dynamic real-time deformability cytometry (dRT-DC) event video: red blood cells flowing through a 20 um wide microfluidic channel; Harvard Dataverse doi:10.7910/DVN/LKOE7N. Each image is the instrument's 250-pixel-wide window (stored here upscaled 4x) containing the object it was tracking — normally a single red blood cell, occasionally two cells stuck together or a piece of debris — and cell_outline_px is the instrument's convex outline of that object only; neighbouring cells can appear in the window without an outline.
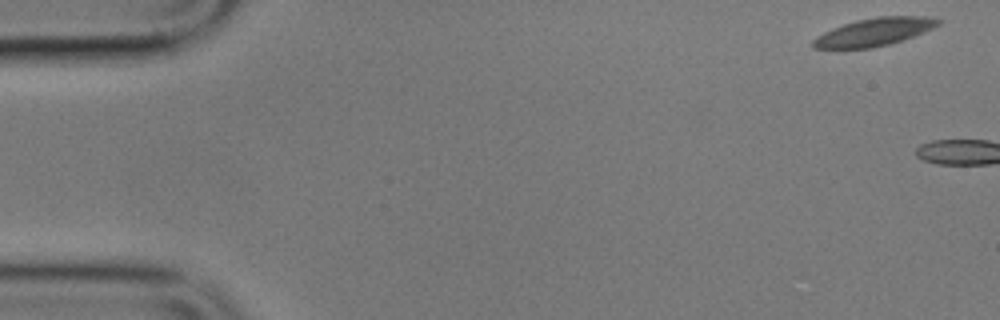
{"species": "common noctule bat (a hibernating species)", "species_latin": "Nyctalus noctula", "temperature_condition": "cold", "stored_images_in_passage": 2, "camera_frame_rate_fps": 3000, "um_per_image_px": 0.085, "animal": {"sex": "male", "body_mass_g": 17.9}, "frame": {"image": 1, "passage_image": 1, "time_ms": 0.0, "image_size_px": [1000, 320], "cell_outline_px": [[944, 20], [940, 24], [924, 32], [904, 40], [872, 48], [812, 48], [812, 40], [816, 36], [832, 28], [856, 20], [880, 16], [928, 16]], "centroid_in_image_um": [74.34, 2.71], "position_along_channel_um": 10.7, "area_um2": 20.35}}